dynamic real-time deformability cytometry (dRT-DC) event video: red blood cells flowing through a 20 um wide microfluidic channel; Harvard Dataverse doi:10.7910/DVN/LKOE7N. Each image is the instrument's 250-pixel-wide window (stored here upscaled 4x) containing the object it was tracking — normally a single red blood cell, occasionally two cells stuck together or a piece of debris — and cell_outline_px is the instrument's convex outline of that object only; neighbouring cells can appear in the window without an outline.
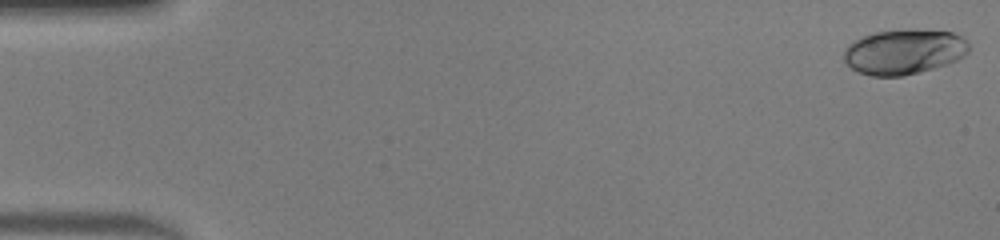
{"species": "human", "species_latin": "Homo sapiens", "temperature_condition": "warm", "stored_images_in_passage": 48, "camera_frame_rate_fps": 3000, "um_per_image_px": 0.085, "donor": {"sex": "male"}, "frame": {"image": 1, "passage_image": 1, "time_ms": 0.0, "image_size_px": [1000, 240], "cell_outline_px": [[968, 52], [964, 56], [948, 64], [904, 76], [872, 76], [860, 72], [852, 68], [844, 60], [844, 48], [852, 40], [872, 32], [908, 28], [916, 28], [952, 32], [964, 36], [968, 44]], "centroid_in_image_um": [76.84, 4.37], "position_along_channel_um": 8.2, "area_um2": 33.41}}
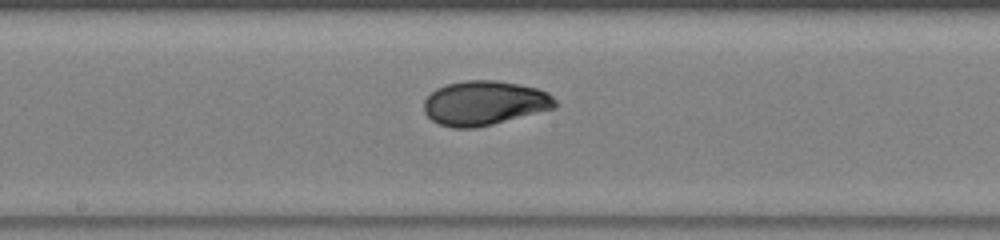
{"frame": {"image": 2, "passage_image": 26, "time_ms": 8.333, "image_size_px": [1000, 240], "cell_outline_px": [[556, 108], [476, 128], [452, 128], [440, 124], [432, 120], [424, 112], [424, 100], [436, 88], [444, 84], [464, 80], [496, 80], [520, 84], [536, 88], [548, 92], [556, 100]], "centroid_in_image_um": [41.17, 8.75], "position_along_channel_um": 207.0, "area_um2": 34.1}}
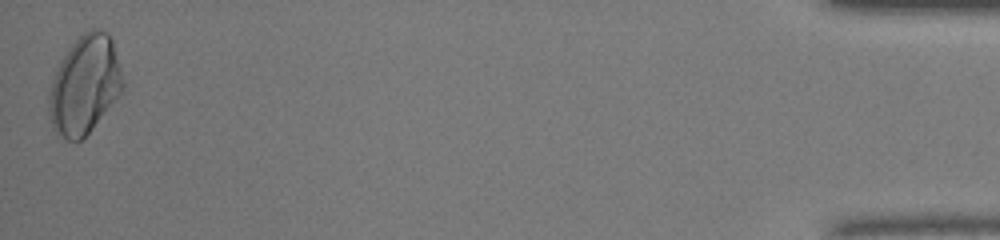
{"frame": {"image": 3, "passage_image": 48, "time_ms": 15.667, "image_size_px": [1000, 240], "cell_outline_px": [[124, 88], [92, 128], [80, 140], [68, 140], [56, 136], [52, 128], [48, 116], [48, 92], [52, 80], [60, 60], [68, 48], [84, 32], [92, 28], [96, 28], [108, 32], [112, 40], [124, 80]], "centroid_in_image_um": [7.16, 7.22], "position_along_channel_um": 428.0, "area_um2": 42.37}, "authors_computed_cell_mechanics": {"area_um2": 33.5818, "velocity_mm_per_s": 4.2874, "shape_relaxation_time_tau1_ms": 5.9821, "shape_relaxation_time_tau2_ms": null, "deformation_change_tau1": 0.2209, "deformation_change_tau2": null}}